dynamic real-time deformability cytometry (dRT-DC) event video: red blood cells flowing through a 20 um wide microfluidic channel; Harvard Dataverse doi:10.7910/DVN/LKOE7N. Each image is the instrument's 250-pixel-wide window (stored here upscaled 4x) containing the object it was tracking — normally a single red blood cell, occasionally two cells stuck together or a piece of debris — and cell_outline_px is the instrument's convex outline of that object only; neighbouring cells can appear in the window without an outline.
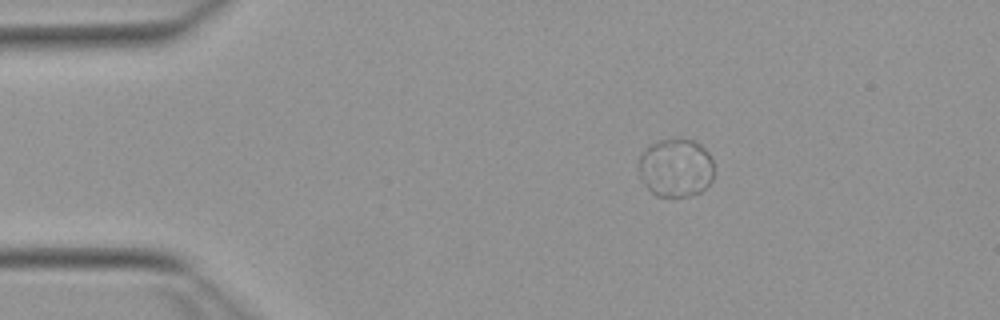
{"species": "Egyptian fruit bat (a non-hibernating species)", "species_latin": "Rousettus aegyptiacus", "temperature_condition": "warm", "stored_images_in_passage": 44, "camera_frame_rate_fps": 3000, "um_per_image_px": 0.085, "animal": {"sex": "female"}, "frame": {"image": 1, "passage_image": 1, "time_ms": 0.0, "image_size_px": [1000, 320], "cell_outline_px": [[712, 180], [700, 192], [688, 196], [656, 196], [644, 184], [640, 176], [640, 152], [644, 148], [660, 140], [672, 136], [692, 140], [700, 144], [712, 156]], "centroid_in_image_um": [57.43, 14.22], "position_along_channel_um": 27.6, "area_um2": 25.84}}
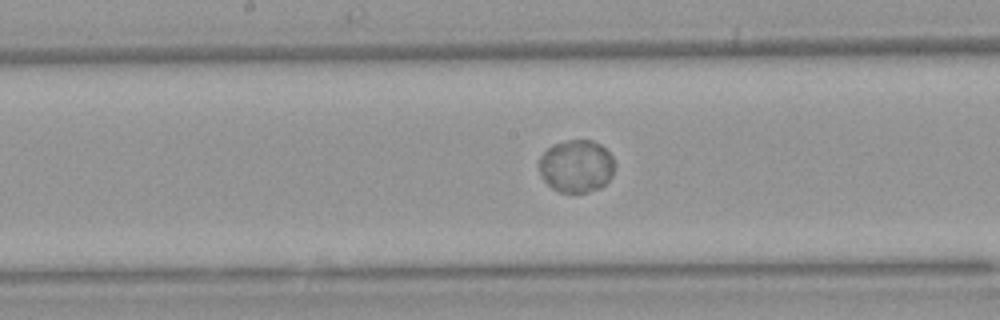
{"frame": {"image": 2, "passage_image": 19, "time_ms": 6.0, "image_size_px": [1000, 320], "cell_outline_px": [[612, 176], [600, 188], [588, 192], [560, 192], [552, 188], [540, 176], [540, 156], [552, 144], [568, 140], [592, 140], [600, 144], [612, 156]], "centroid_in_image_um": [48.96, 14.12], "position_along_channel_um": 199.2, "area_um2": 22.95}}
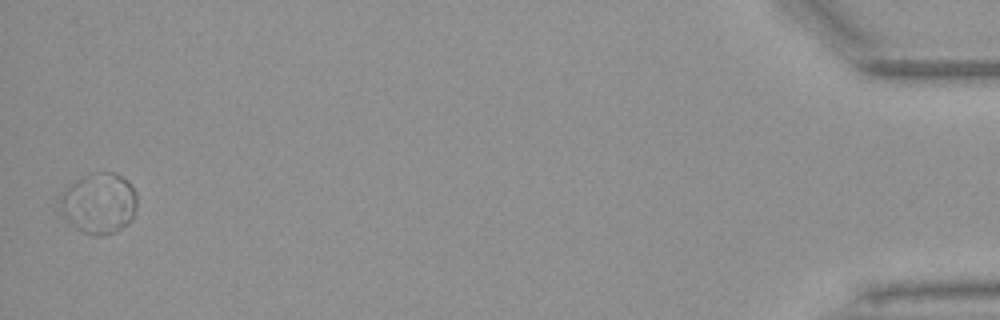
{"frame": {"image": 3, "passage_image": 44, "time_ms": 14.333, "image_size_px": [1000, 320], "cell_outline_px": [[136, 208], [128, 224], [104, 236], [96, 236], [84, 232], [76, 228], [72, 224], [60, 208], [60, 200], [68, 184], [92, 172], [116, 172], [128, 180], [136, 192]], "centroid_in_image_um": [8.44, 17.24], "position_along_channel_um": 426.8, "area_um2": 27.05}, "authors_computed_cell_mechanics": {"area_um2": 24.4783, "velocity_mm_per_s": 3.8281, "shape_relaxation_time_tau1_ms": 2.6174, "shape_relaxation_time_tau2_ms": null, "deformation_change_tau1": 0.0163, "deformation_change_tau2": null}}